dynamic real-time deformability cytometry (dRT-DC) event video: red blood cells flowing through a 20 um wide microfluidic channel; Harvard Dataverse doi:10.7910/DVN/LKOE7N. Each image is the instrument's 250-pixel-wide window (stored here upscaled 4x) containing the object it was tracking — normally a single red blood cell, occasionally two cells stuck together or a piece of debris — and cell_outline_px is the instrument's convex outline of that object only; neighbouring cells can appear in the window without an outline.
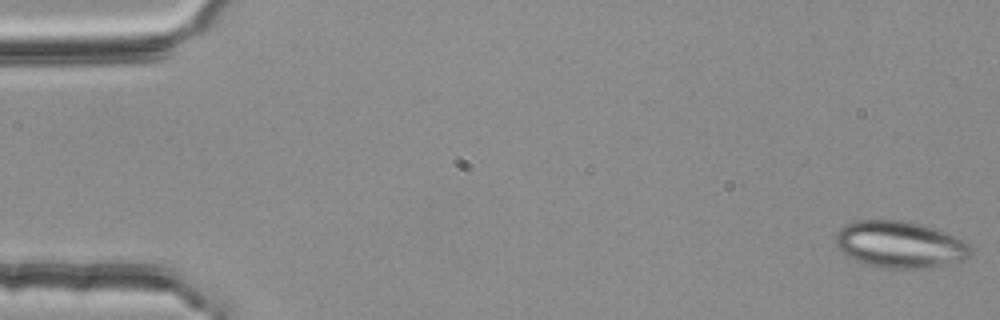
{"species": "common noctule bat (a hibernating species)", "species_latin": "Nyctalus noctula", "temperature_condition": "room temperature", "stored_images_in_passage": 11, "camera_frame_rate_fps": 3000, "um_per_image_px": 0.085, "animal": {"sex": "female", "body_mass_g": 25.1}, "frame": {"image": 1, "passage_image": 1, "time_ms": 0.0, "image_size_px": [1000, 320], "cell_outline_px": [[972, 252], [964, 260], [932, 268], [884, 268], [868, 264], [856, 260], [840, 252], [836, 244], [836, 232], [844, 224], [856, 220], [896, 220], [920, 224], [932, 228], [964, 240], [972, 248]], "centroid_in_image_um": [76.47, 20.79], "position_along_channel_um": 8.5, "area_um2": 36.7}}